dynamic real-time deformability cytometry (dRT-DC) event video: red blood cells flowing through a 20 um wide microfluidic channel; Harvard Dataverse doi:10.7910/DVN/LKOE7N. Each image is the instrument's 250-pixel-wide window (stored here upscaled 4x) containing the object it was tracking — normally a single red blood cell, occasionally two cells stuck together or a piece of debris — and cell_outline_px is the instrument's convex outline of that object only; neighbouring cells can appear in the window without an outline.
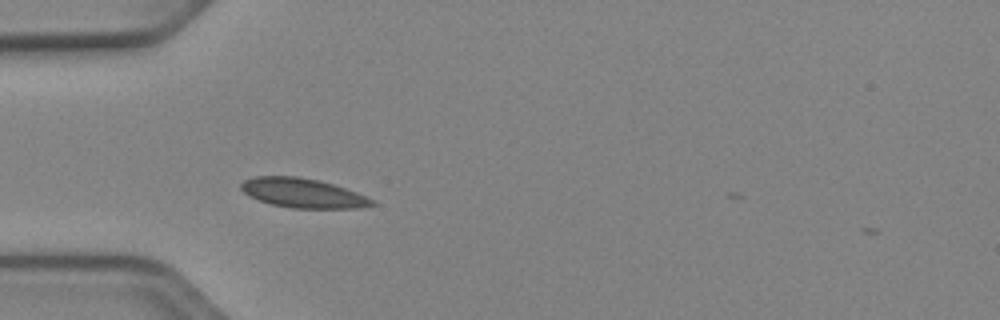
{"species": "Egyptian fruit bat (a non-hibernating species)", "species_latin": "Rousettus aegyptiacus", "temperature_condition": "cold", "stored_images_in_passage": 2, "camera_frame_rate_fps": 3000, "um_per_image_px": 0.085, "animal": {"sex": "female"}, "frame": {"image": 1, "passage_image": 1, "time_ms": 0.0, "image_size_px": [1000, 320], "cell_outline_px": [[376, 204], [360, 208], [292, 208], [272, 204], [248, 196], [240, 188], [240, 184], [244, 180], [256, 176], [296, 176], [316, 180], [332, 184], [356, 192], [376, 200]], "centroid_in_image_um": [25.74, 16.41], "position_along_channel_um": 59.3, "area_um2": 22.31}}